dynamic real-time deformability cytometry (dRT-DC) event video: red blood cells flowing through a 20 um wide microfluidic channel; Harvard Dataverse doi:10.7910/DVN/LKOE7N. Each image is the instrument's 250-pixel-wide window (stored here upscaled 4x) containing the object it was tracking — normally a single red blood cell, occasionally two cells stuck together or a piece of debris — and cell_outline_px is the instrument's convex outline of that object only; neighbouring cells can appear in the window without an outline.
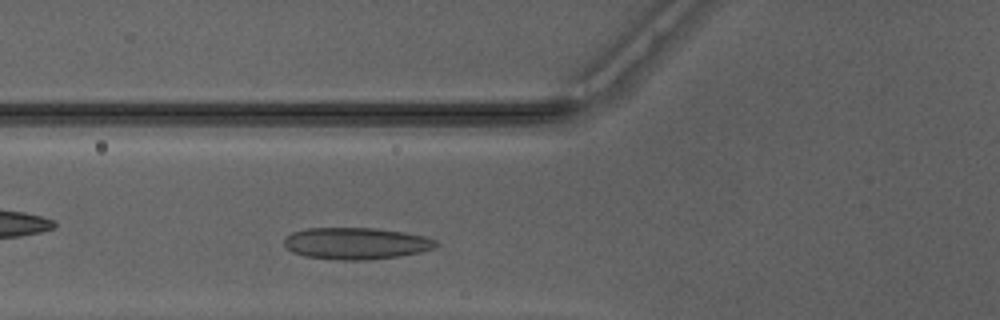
{"species": "Egyptian fruit bat (a non-hibernating species)", "species_latin": "Rousettus aegyptiacus", "temperature_condition": "warm", "stored_images_in_passage": 31, "camera_frame_rate_fps": 3000, "um_per_image_px": 0.085, "animal": {"sex": "male"}, "frame": {"image": 1, "passage_image": 5, "time_ms": 1.333, "image_size_px": [1000, 320], "cell_outline_px": [[440, 244], [432, 248], [420, 252], [400, 256], [368, 260], [336, 260], [304, 256], [292, 252], [284, 244], [284, 240], [292, 232], [308, 228], [376, 228], [404, 232], [424, 236], [436, 240]], "centroid_in_image_um": [30.28, 20.69], "position_along_channel_um": 95.5, "area_um2": 28.15}}
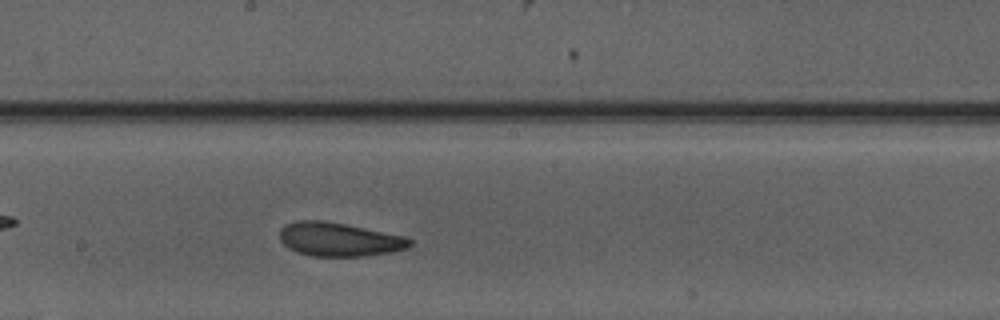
{"frame": {"image": 2, "passage_image": 14, "time_ms": 4.333, "image_size_px": [1000, 320], "cell_outline_px": [[412, 244], [408, 248], [392, 252], [364, 256], [312, 256], [296, 252], [288, 248], [280, 240], [280, 228], [284, 224], [296, 220], [320, 220], [344, 224], [408, 236], [412, 240]], "centroid_in_image_um": [28.83, 20.35], "position_along_channel_um": 219.4, "area_um2": 25.84}}
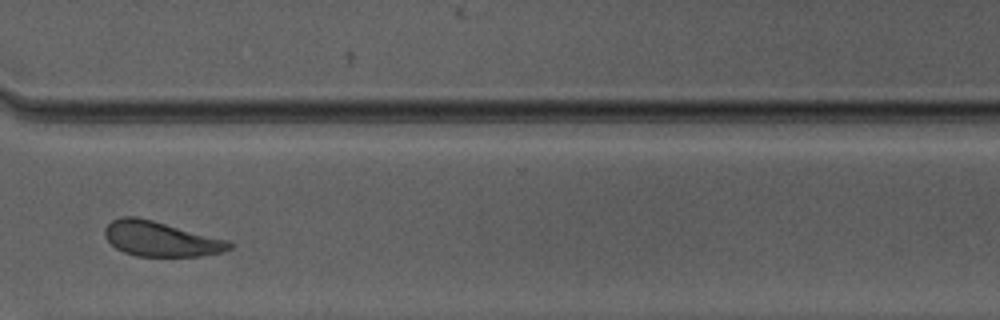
{"frame": {"image": 3, "passage_image": 24, "time_ms": 7.667, "image_size_px": [1000, 320], "cell_outline_px": [[232, 248], [220, 252], [200, 256], [136, 256], [124, 252], [116, 248], [104, 236], [104, 228], [112, 220], [120, 216], [136, 216], [152, 220], [228, 240], [232, 244]], "centroid_in_image_um": [13.62, 20.3], "position_along_channel_um": 357.0, "area_um2": 25.2}, "authors_computed_cell_mechanics": {"area_um2": 25.4898, "velocity_mm_per_s": 4.1152, "shape_relaxation_time_tau1_ms": 9.3463, "shape_relaxation_time_tau2_ms": 1.3573, "deformation_change_tau1": 0.2151, "deformation_change_tau2": 0.0664}}